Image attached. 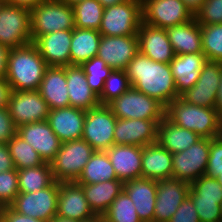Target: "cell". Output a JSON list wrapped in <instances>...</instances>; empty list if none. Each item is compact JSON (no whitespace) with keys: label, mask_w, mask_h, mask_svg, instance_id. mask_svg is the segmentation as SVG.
<instances>
[{"label":"cell","mask_w":222,"mask_h":222,"mask_svg":"<svg viewBox=\"0 0 222 222\" xmlns=\"http://www.w3.org/2000/svg\"><path fill=\"white\" fill-rule=\"evenodd\" d=\"M7 145L17 170L36 167L44 163L38 152L17 134L9 140Z\"/></svg>","instance_id":"d590c367"},{"label":"cell","mask_w":222,"mask_h":222,"mask_svg":"<svg viewBox=\"0 0 222 222\" xmlns=\"http://www.w3.org/2000/svg\"><path fill=\"white\" fill-rule=\"evenodd\" d=\"M81 222H105L103 216L95 215L90 219L83 220Z\"/></svg>","instance_id":"680465c9"},{"label":"cell","mask_w":222,"mask_h":222,"mask_svg":"<svg viewBox=\"0 0 222 222\" xmlns=\"http://www.w3.org/2000/svg\"><path fill=\"white\" fill-rule=\"evenodd\" d=\"M165 30L175 54L203 53L201 25L195 17L184 24L168 27Z\"/></svg>","instance_id":"f1b7e54d"},{"label":"cell","mask_w":222,"mask_h":222,"mask_svg":"<svg viewBox=\"0 0 222 222\" xmlns=\"http://www.w3.org/2000/svg\"><path fill=\"white\" fill-rule=\"evenodd\" d=\"M105 222H142L131 198L123 190L103 215Z\"/></svg>","instance_id":"74e56055"},{"label":"cell","mask_w":222,"mask_h":222,"mask_svg":"<svg viewBox=\"0 0 222 222\" xmlns=\"http://www.w3.org/2000/svg\"><path fill=\"white\" fill-rule=\"evenodd\" d=\"M124 191L135 205L142 222H154L157 181L148 178H136L124 182Z\"/></svg>","instance_id":"603a6c76"},{"label":"cell","mask_w":222,"mask_h":222,"mask_svg":"<svg viewBox=\"0 0 222 222\" xmlns=\"http://www.w3.org/2000/svg\"><path fill=\"white\" fill-rule=\"evenodd\" d=\"M0 4H9V0H0Z\"/></svg>","instance_id":"6125c7cd"},{"label":"cell","mask_w":222,"mask_h":222,"mask_svg":"<svg viewBox=\"0 0 222 222\" xmlns=\"http://www.w3.org/2000/svg\"><path fill=\"white\" fill-rule=\"evenodd\" d=\"M17 135L29 143L44 162L48 163L55 158L62 144L47 120L22 125L17 128Z\"/></svg>","instance_id":"e0dca14e"},{"label":"cell","mask_w":222,"mask_h":222,"mask_svg":"<svg viewBox=\"0 0 222 222\" xmlns=\"http://www.w3.org/2000/svg\"><path fill=\"white\" fill-rule=\"evenodd\" d=\"M11 91V86L7 80L0 79V108L8 107Z\"/></svg>","instance_id":"f907efd6"},{"label":"cell","mask_w":222,"mask_h":222,"mask_svg":"<svg viewBox=\"0 0 222 222\" xmlns=\"http://www.w3.org/2000/svg\"><path fill=\"white\" fill-rule=\"evenodd\" d=\"M222 172V138L210 139V152L205 175L218 177Z\"/></svg>","instance_id":"f6af8a7d"},{"label":"cell","mask_w":222,"mask_h":222,"mask_svg":"<svg viewBox=\"0 0 222 222\" xmlns=\"http://www.w3.org/2000/svg\"><path fill=\"white\" fill-rule=\"evenodd\" d=\"M188 196L195 205L200 222H222L221 204L217 201L200 200L190 190Z\"/></svg>","instance_id":"7bdbcfd3"},{"label":"cell","mask_w":222,"mask_h":222,"mask_svg":"<svg viewBox=\"0 0 222 222\" xmlns=\"http://www.w3.org/2000/svg\"><path fill=\"white\" fill-rule=\"evenodd\" d=\"M118 180L106 151H95L76 180L77 184H97Z\"/></svg>","instance_id":"d6a6232c"},{"label":"cell","mask_w":222,"mask_h":222,"mask_svg":"<svg viewBox=\"0 0 222 222\" xmlns=\"http://www.w3.org/2000/svg\"><path fill=\"white\" fill-rule=\"evenodd\" d=\"M48 67L36 45L31 42L10 49L5 79L12 91H37Z\"/></svg>","instance_id":"7a4b0ae2"},{"label":"cell","mask_w":222,"mask_h":222,"mask_svg":"<svg viewBox=\"0 0 222 222\" xmlns=\"http://www.w3.org/2000/svg\"><path fill=\"white\" fill-rule=\"evenodd\" d=\"M17 134V127L12 120L8 107L0 108V144H7Z\"/></svg>","instance_id":"7dc6e473"},{"label":"cell","mask_w":222,"mask_h":222,"mask_svg":"<svg viewBox=\"0 0 222 222\" xmlns=\"http://www.w3.org/2000/svg\"><path fill=\"white\" fill-rule=\"evenodd\" d=\"M165 117L174 125L191 130L201 138H216L222 132V122L215 108L187 103L181 97L165 107Z\"/></svg>","instance_id":"3957f363"},{"label":"cell","mask_w":222,"mask_h":222,"mask_svg":"<svg viewBox=\"0 0 222 222\" xmlns=\"http://www.w3.org/2000/svg\"><path fill=\"white\" fill-rule=\"evenodd\" d=\"M200 139L195 132L174 125L166 117L157 127V142L171 154L187 150Z\"/></svg>","instance_id":"4dcf8cb0"},{"label":"cell","mask_w":222,"mask_h":222,"mask_svg":"<svg viewBox=\"0 0 222 222\" xmlns=\"http://www.w3.org/2000/svg\"><path fill=\"white\" fill-rule=\"evenodd\" d=\"M201 40L207 61L222 63V23L201 25Z\"/></svg>","instance_id":"8d00e7d4"},{"label":"cell","mask_w":222,"mask_h":222,"mask_svg":"<svg viewBox=\"0 0 222 222\" xmlns=\"http://www.w3.org/2000/svg\"><path fill=\"white\" fill-rule=\"evenodd\" d=\"M97 1H99L102 4V6L106 8L112 5L123 3L124 1H127V0H97Z\"/></svg>","instance_id":"9f6ffc18"},{"label":"cell","mask_w":222,"mask_h":222,"mask_svg":"<svg viewBox=\"0 0 222 222\" xmlns=\"http://www.w3.org/2000/svg\"><path fill=\"white\" fill-rule=\"evenodd\" d=\"M74 28L75 17L72 6L59 0H47L31 9L33 43L45 34Z\"/></svg>","instance_id":"277c9868"},{"label":"cell","mask_w":222,"mask_h":222,"mask_svg":"<svg viewBox=\"0 0 222 222\" xmlns=\"http://www.w3.org/2000/svg\"><path fill=\"white\" fill-rule=\"evenodd\" d=\"M143 22L166 29L194 18L182 0H142Z\"/></svg>","instance_id":"7c38bea8"},{"label":"cell","mask_w":222,"mask_h":222,"mask_svg":"<svg viewBox=\"0 0 222 222\" xmlns=\"http://www.w3.org/2000/svg\"><path fill=\"white\" fill-rule=\"evenodd\" d=\"M172 154L158 142L142 148V177L153 180L172 178Z\"/></svg>","instance_id":"83f0119b"},{"label":"cell","mask_w":222,"mask_h":222,"mask_svg":"<svg viewBox=\"0 0 222 222\" xmlns=\"http://www.w3.org/2000/svg\"><path fill=\"white\" fill-rule=\"evenodd\" d=\"M94 152L83 139L62 143L55 158L50 162L55 181L76 182Z\"/></svg>","instance_id":"8992f818"},{"label":"cell","mask_w":222,"mask_h":222,"mask_svg":"<svg viewBox=\"0 0 222 222\" xmlns=\"http://www.w3.org/2000/svg\"><path fill=\"white\" fill-rule=\"evenodd\" d=\"M206 62L204 53L175 54L169 64L179 97L196 84Z\"/></svg>","instance_id":"d4e9b609"},{"label":"cell","mask_w":222,"mask_h":222,"mask_svg":"<svg viewBox=\"0 0 222 222\" xmlns=\"http://www.w3.org/2000/svg\"><path fill=\"white\" fill-rule=\"evenodd\" d=\"M215 109L217 110V113L219 115V119L222 122V74H221V79L219 82V88H218V93H217V97H216Z\"/></svg>","instance_id":"11a10c76"},{"label":"cell","mask_w":222,"mask_h":222,"mask_svg":"<svg viewBox=\"0 0 222 222\" xmlns=\"http://www.w3.org/2000/svg\"><path fill=\"white\" fill-rule=\"evenodd\" d=\"M139 52L138 35L101 36L97 57L103 59L112 70H125Z\"/></svg>","instance_id":"9a60e30c"},{"label":"cell","mask_w":222,"mask_h":222,"mask_svg":"<svg viewBox=\"0 0 222 222\" xmlns=\"http://www.w3.org/2000/svg\"><path fill=\"white\" fill-rule=\"evenodd\" d=\"M31 42V10L0 4V44L13 49Z\"/></svg>","instance_id":"ba28073f"},{"label":"cell","mask_w":222,"mask_h":222,"mask_svg":"<svg viewBox=\"0 0 222 222\" xmlns=\"http://www.w3.org/2000/svg\"><path fill=\"white\" fill-rule=\"evenodd\" d=\"M72 30H62L40 36L34 44L48 66L70 65Z\"/></svg>","instance_id":"cb8c5ba5"},{"label":"cell","mask_w":222,"mask_h":222,"mask_svg":"<svg viewBox=\"0 0 222 222\" xmlns=\"http://www.w3.org/2000/svg\"><path fill=\"white\" fill-rule=\"evenodd\" d=\"M190 191L200 200L222 203V187L214 177L203 175L190 184Z\"/></svg>","instance_id":"60d3db41"},{"label":"cell","mask_w":222,"mask_h":222,"mask_svg":"<svg viewBox=\"0 0 222 222\" xmlns=\"http://www.w3.org/2000/svg\"><path fill=\"white\" fill-rule=\"evenodd\" d=\"M86 110L65 107L49 111L47 121L62 143L82 139Z\"/></svg>","instance_id":"7402d4cb"},{"label":"cell","mask_w":222,"mask_h":222,"mask_svg":"<svg viewBox=\"0 0 222 222\" xmlns=\"http://www.w3.org/2000/svg\"><path fill=\"white\" fill-rule=\"evenodd\" d=\"M80 66L84 70L87 84L99 96L112 69L97 56L83 62Z\"/></svg>","instance_id":"f35d334b"},{"label":"cell","mask_w":222,"mask_h":222,"mask_svg":"<svg viewBox=\"0 0 222 222\" xmlns=\"http://www.w3.org/2000/svg\"><path fill=\"white\" fill-rule=\"evenodd\" d=\"M221 74L222 63L207 61L196 84L180 97L190 104L215 108Z\"/></svg>","instance_id":"5bb4252c"},{"label":"cell","mask_w":222,"mask_h":222,"mask_svg":"<svg viewBox=\"0 0 222 222\" xmlns=\"http://www.w3.org/2000/svg\"><path fill=\"white\" fill-rule=\"evenodd\" d=\"M194 17L200 25L222 23V0H205Z\"/></svg>","instance_id":"ee69618b"},{"label":"cell","mask_w":222,"mask_h":222,"mask_svg":"<svg viewBox=\"0 0 222 222\" xmlns=\"http://www.w3.org/2000/svg\"><path fill=\"white\" fill-rule=\"evenodd\" d=\"M8 110L17 128L47 120L50 111L38 91H11Z\"/></svg>","instance_id":"4fadbf2b"},{"label":"cell","mask_w":222,"mask_h":222,"mask_svg":"<svg viewBox=\"0 0 222 222\" xmlns=\"http://www.w3.org/2000/svg\"><path fill=\"white\" fill-rule=\"evenodd\" d=\"M59 1L63 2L64 4L73 6L74 4L81 2L83 0H59Z\"/></svg>","instance_id":"91938a15"},{"label":"cell","mask_w":222,"mask_h":222,"mask_svg":"<svg viewBox=\"0 0 222 222\" xmlns=\"http://www.w3.org/2000/svg\"><path fill=\"white\" fill-rule=\"evenodd\" d=\"M59 182L32 193H19L10 207L19 214L46 222L57 215Z\"/></svg>","instance_id":"30bf717a"},{"label":"cell","mask_w":222,"mask_h":222,"mask_svg":"<svg viewBox=\"0 0 222 222\" xmlns=\"http://www.w3.org/2000/svg\"><path fill=\"white\" fill-rule=\"evenodd\" d=\"M19 194L18 170L0 173V208L10 206Z\"/></svg>","instance_id":"b9f144b4"},{"label":"cell","mask_w":222,"mask_h":222,"mask_svg":"<svg viewBox=\"0 0 222 222\" xmlns=\"http://www.w3.org/2000/svg\"><path fill=\"white\" fill-rule=\"evenodd\" d=\"M37 91L46 101L50 110L69 107L66 66H49Z\"/></svg>","instance_id":"484cf974"},{"label":"cell","mask_w":222,"mask_h":222,"mask_svg":"<svg viewBox=\"0 0 222 222\" xmlns=\"http://www.w3.org/2000/svg\"><path fill=\"white\" fill-rule=\"evenodd\" d=\"M75 17V27L80 29L99 30L104 7L97 0H83L72 6Z\"/></svg>","instance_id":"e575fe53"},{"label":"cell","mask_w":222,"mask_h":222,"mask_svg":"<svg viewBox=\"0 0 222 222\" xmlns=\"http://www.w3.org/2000/svg\"><path fill=\"white\" fill-rule=\"evenodd\" d=\"M117 118L107 105H99L86 111L82 139L95 151H106L114 143Z\"/></svg>","instance_id":"9c48e42d"},{"label":"cell","mask_w":222,"mask_h":222,"mask_svg":"<svg viewBox=\"0 0 222 222\" xmlns=\"http://www.w3.org/2000/svg\"><path fill=\"white\" fill-rule=\"evenodd\" d=\"M139 51L155 62L170 63L175 53L165 29L141 23L138 30Z\"/></svg>","instance_id":"44dd1931"},{"label":"cell","mask_w":222,"mask_h":222,"mask_svg":"<svg viewBox=\"0 0 222 222\" xmlns=\"http://www.w3.org/2000/svg\"><path fill=\"white\" fill-rule=\"evenodd\" d=\"M169 222H200L195 205L189 196L177 208Z\"/></svg>","instance_id":"bcb514c9"},{"label":"cell","mask_w":222,"mask_h":222,"mask_svg":"<svg viewBox=\"0 0 222 222\" xmlns=\"http://www.w3.org/2000/svg\"><path fill=\"white\" fill-rule=\"evenodd\" d=\"M57 216L83 221L92 218L83 188L76 182H59Z\"/></svg>","instance_id":"d6986e66"},{"label":"cell","mask_w":222,"mask_h":222,"mask_svg":"<svg viewBox=\"0 0 222 222\" xmlns=\"http://www.w3.org/2000/svg\"><path fill=\"white\" fill-rule=\"evenodd\" d=\"M9 51L8 47L0 44V79L6 78Z\"/></svg>","instance_id":"816d5d0a"},{"label":"cell","mask_w":222,"mask_h":222,"mask_svg":"<svg viewBox=\"0 0 222 222\" xmlns=\"http://www.w3.org/2000/svg\"><path fill=\"white\" fill-rule=\"evenodd\" d=\"M47 0H9V4L32 9Z\"/></svg>","instance_id":"f5cc1de1"},{"label":"cell","mask_w":222,"mask_h":222,"mask_svg":"<svg viewBox=\"0 0 222 222\" xmlns=\"http://www.w3.org/2000/svg\"><path fill=\"white\" fill-rule=\"evenodd\" d=\"M94 215L103 216L112 202L124 190L121 180H108L97 184H79Z\"/></svg>","instance_id":"f546056e"},{"label":"cell","mask_w":222,"mask_h":222,"mask_svg":"<svg viewBox=\"0 0 222 222\" xmlns=\"http://www.w3.org/2000/svg\"><path fill=\"white\" fill-rule=\"evenodd\" d=\"M158 125L153 120L117 118L114 143L145 146L157 142Z\"/></svg>","instance_id":"ac0fdd59"},{"label":"cell","mask_w":222,"mask_h":222,"mask_svg":"<svg viewBox=\"0 0 222 222\" xmlns=\"http://www.w3.org/2000/svg\"><path fill=\"white\" fill-rule=\"evenodd\" d=\"M204 1L205 0H182L194 16L200 10Z\"/></svg>","instance_id":"db71d44e"},{"label":"cell","mask_w":222,"mask_h":222,"mask_svg":"<svg viewBox=\"0 0 222 222\" xmlns=\"http://www.w3.org/2000/svg\"><path fill=\"white\" fill-rule=\"evenodd\" d=\"M130 85L164 107L178 98L169 63L155 62L140 51L125 68Z\"/></svg>","instance_id":"6da1fadb"},{"label":"cell","mask_w":222,"mask_h":222,"mask_svg":"<svg viewBox=\"0 0 222 222\" xmlns=\"http://www.w3.org/2000/svg\"><path fill=\"white\" fill-rule=\"evenodd\" d=\"M189 190L190 184L178 179L157 180L154 222H169Z\"/></svg>","instance_id":"2e32d148"},{"label":"cell","mask_w":222,"mask_h":222,"mask_svg":"<svg viewBox=\"0 0 222 222\" xmlns=\"http://www.w3.org/2000/svg\"><path fill=\"white\" fill-rule=\"evenodd\" d=\"M210 152V138H201L187 150L172 154V178L191 184L205 175Z\"/></svg>","instance_id":"8fae6325"},{"label":"cell","mask_w":222,"mask_h":222,"mask_svg":"<svg viewBox=\"0 0 222 222\" xmlns=\"http://www.w3.org/2000/svg\"><path fill=\"white\" fill-rule=\"evenodd\" d=\"M142 148L114 144L106 150L118 180L126 182L142 177Z\"/></svg>","instance_id":"ffe728a7"},{"label":"cell","mask_w":222,"mask_h":222,"mask_svg":"<svg viewBox=\"0 0 222 222\" xmlns=\"http://www.w3.org/2000/svg\"><path fill=\"white\" fill-rule=\"evenodd\" d=\"M0 222H46L14 211L10 206L0 208Z\"/></svg>","instance_id":"c3c4849f"},{"label":"cell","mask_w":222,"mask_h":222,"mask_svg":"<svg viewBox=\"0 0 222 222\" xmlns=\"http://www.w3.org/2000/svg\"><path fill=\"white\" fill-rule=\"evenodd\" d=\"M216 179L218 180V182L220 183L222 187V172H220V174L218 175V177H216Z\"/></svg>","instance_id":"94428289"},{"label":"cell","mask_w":222,"mask_h":222,"mask_svg":"<svg viewBox=\"0 0 222 222\" xmlns=\"http://www.w3.org/2000/svg\"><path fill=\"white\" fill-rule=\"evenodd\" d=\"M50 222H80V221H77L75 219L63 218L56 215L50 220Z\"/></svg>","instance_id":"6f0895ef"},{"label":"cell","mask_w":222,"mask_h":222,"mask_svg":"<svg viewBox=\"0 0 222 222\" xmlns=\"http://www.w3.org/2000/svg\"><path fill=\"white\" fill-rule=\"evenodd\" d=\"M101 34L94 29L74 28L70 45V65H81L97 56Z\"/></svg>","instance_id":"1f68e13d"},{"label":"cell","mask_w":222,"mask_h":222,"mask_svg":"<svg viewBox=\"0 0 222 222\" xmlns=\"http://www.w3.org/2000/svg\"><path fill=\"white\" fill-rule=\"evenodd\" d=\"M66 80L71 107L87 111L100 105L98 95L87 84L80 65L66 66Z\"/></svg>","instance_id":"4316f807"},{"label":"cell","mask_w":222,"mask_h":222,"mask_svg":"<svg viewBox=\"0 0 222 222\" xmlns=\"http://www.w3.org/2000/svg\"><path fill=\"white\" fill-rule=\"evenodd\" d=\"M16 169L7 144H0V173Z\"/></svg>","instance_id":"681fc988"},{"label":"cell","mask_w":222,"mask_h":222,"mask_svg":"<svg viewBox=\"0 0 222 222\" xmlns=\"http://www.w3.org/2000/svg\"><path fill=\"white\" fill-rule=\"evenodd\" d=\"M142 22V0H127L104 8L98 31L104 36L137 35Z\"/></svg>","instance_id":"52a82bcc"},{"label":"cell","mask_w":222,"mask_h":222,"mask_svg":"<svg viewBox=\"0 0 222 222\" xmlns=\"http://www.w3.org/2000/svg\"><path fill=\"white\" fill-rule=\"evenodd\" d=\"M54 181L51 164L48 162L36 167L18 170L19 193H32L42 190Z\"/></svg>","instance_id":"836d02e7"},{"label":"cell","mask_w":222,"mask_h":222,"mask_svg":"<svg viewBox=\"0 0 222 222\" xmlns=\"http://www.w3.org/2000/svg\"><path fill=\"white\" fill-rule=\"evenodd\" d=\"M131 87L125 70H112L104 82L102 93L98 96L100 105H107Z\"/></svg>","instance_id":"ab89813d"},{"label":"cell","mask_w":222,"mask_h":222,"mask_svg":"<svg viewBox=\"0 0 222 222\" xmlns=\"http://www.w3.org/2000/svg\"><path fill=\"white\" fill-rule=\"evenodd\" d=\"M116 118L153 120L157 125L165 117V107L134 87L107 104Z\"/></svg>","instance_id":"5b68a950"}]
</instances>
